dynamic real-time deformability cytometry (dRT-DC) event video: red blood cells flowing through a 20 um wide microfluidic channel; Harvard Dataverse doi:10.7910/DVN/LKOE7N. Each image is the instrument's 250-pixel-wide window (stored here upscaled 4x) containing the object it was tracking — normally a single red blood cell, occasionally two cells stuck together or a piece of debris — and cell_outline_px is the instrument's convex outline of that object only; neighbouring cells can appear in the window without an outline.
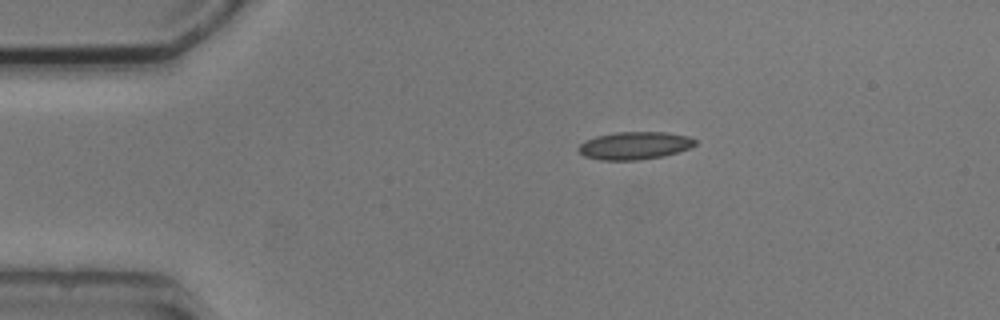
{"species": "common noctule bat (a hibernating species)", "species_latin": "Nyctalus noctula", "temperature_condition": "cold", "stored_images_in_passage": 6, "camera_frame_rate_fps": 3000, "um_per_image_px": 0.085, "animal": {"sex": "male", "body_mass_g": 20.5, "forearm_length_mm": 52.5}, "frame": {"image": 1, "passage_image": 2, "time_ms": 2.0, "image_size_px": [1000, 320], "cell_outline_px": [[696, 144], [692, 148], [664, 156], [640, 160], [600, 160], [584, 156], [576, 148], [584, 140], [596, 136], [616, 132], [668, 132], [688, 136], [696, 140]], "centroid_in_image_um": [53.95, 12.37], "position_along_channel_um": 31.1, "area_um2": 19.07}}
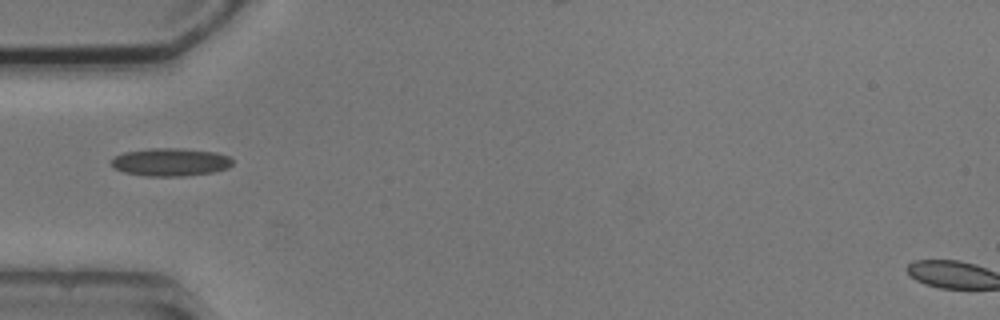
{"frame": {"image": 2, "passage_image": 3, "time_ms": 4.333, "image_size_px": [1000, 320], "cell_outline_px": [[232, 164], [228, 168], [212, 172], [184, 176], [148, 176], [124, 172], [116, 168], [112, 164], [112, 156], [124, 152], [152, 148], [184, 148], [216, 152], [228, 156], [232, 160]], "centroid_in_image_um": [14.5, 13.77], "position_along_channel_um": 70.5, "area_um2": 19.71}}